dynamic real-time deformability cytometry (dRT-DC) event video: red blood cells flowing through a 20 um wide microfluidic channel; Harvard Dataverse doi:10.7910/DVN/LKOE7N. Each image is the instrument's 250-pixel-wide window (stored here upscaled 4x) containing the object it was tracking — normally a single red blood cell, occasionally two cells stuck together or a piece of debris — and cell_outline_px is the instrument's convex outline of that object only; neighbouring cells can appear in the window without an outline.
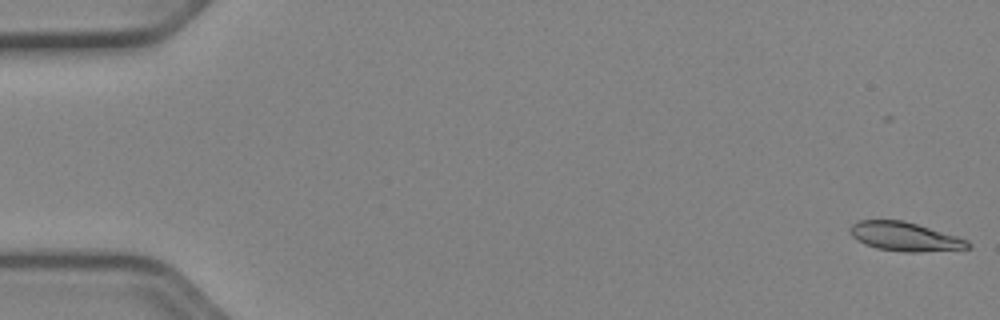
{"species": "Egyptian fruit bat (a non-hibernating species)", "species_latin": "Rousettus aegyptiacus", "temperature_condition": "cold", "stored_images_in_passage": 53, "camera_frame_rate_fps": 3000, "um_per_image_px": 0.085, "animal": {"sex": "female"}, "frame": {"image": 1, "passage_image": 2, "time_ms": 0.333, "image_size_px": [1000, 320], "cell_outline_px": [[972, 248], [916, 252], [904, 252], [876, 248], [864, 244], [852, 236], [848, 228], [852, 224], [860, 220], [904, 220], [956, 236], [968, 240], [972, 244]], "centroid_in_image_um": [76.91, 20.11], "position_along_channel_um": 8.1, "area_um2": 19.83}}
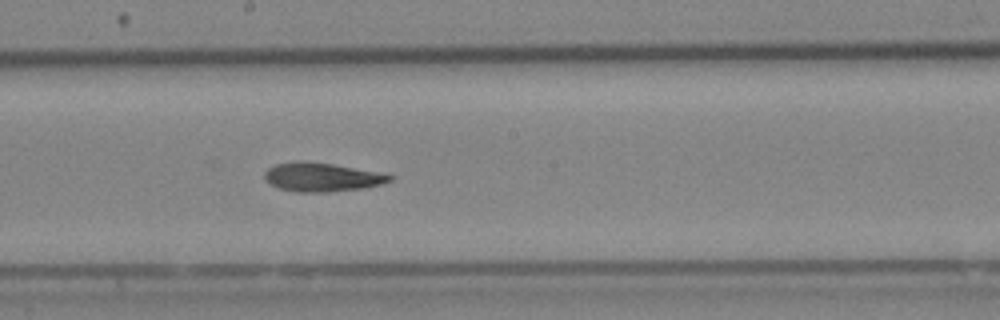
{"frame": {"image": 2, "passage_image": 30, "time_ms": 9.667, "image_size_px": [1000, 320], "cell_outline_px": [[392, 180], [380, 184], [364, 188], [328, 192], [296, 192], [280, 188], [264, 180], [264, 172], [268, 168], [276, 164], [296, 160], [304, 160], [332, 164], [384, 172], [392, 176]], "centroid_in_image_um": [27.36, 15.04], "position_along_channel_um": 220.8, "area_um2": 21.21}}
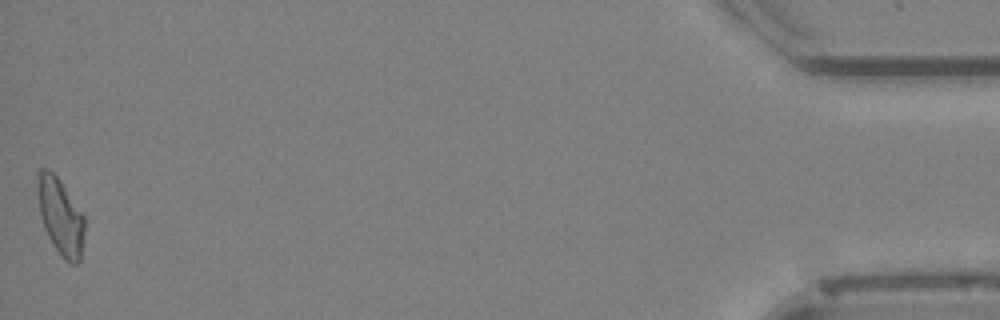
{"frame": {"image": 3, "passage_image": 53, "time_ms": 17.333, "image_size_px": [1000, 320], "cell_outline_px": [[84, 228], [80, 260], [76, 264], [68, 264], [64, 260], [48, 236], [44, 228], [40, 212], [36, 192], [36, 172], [40, 168], [48, 168], [60, 180], [84, 216]], "centroid_in_image_um": [5.1, 18.35], "position_along_channel_um": 430.1, "area_um2": 20.98}, "authors_computed_cell_mechanics": {"area_um2": 20.9814, "velocity_mm_per_s": 3.9363, "shape_relaxation_time_tau1_ms": 10.1433, "shape_relaxation_time_tau2_ms": 6.4655, "deformation_change_tau1": 0.2078, "deformation_change_tau2": 0.1443}}